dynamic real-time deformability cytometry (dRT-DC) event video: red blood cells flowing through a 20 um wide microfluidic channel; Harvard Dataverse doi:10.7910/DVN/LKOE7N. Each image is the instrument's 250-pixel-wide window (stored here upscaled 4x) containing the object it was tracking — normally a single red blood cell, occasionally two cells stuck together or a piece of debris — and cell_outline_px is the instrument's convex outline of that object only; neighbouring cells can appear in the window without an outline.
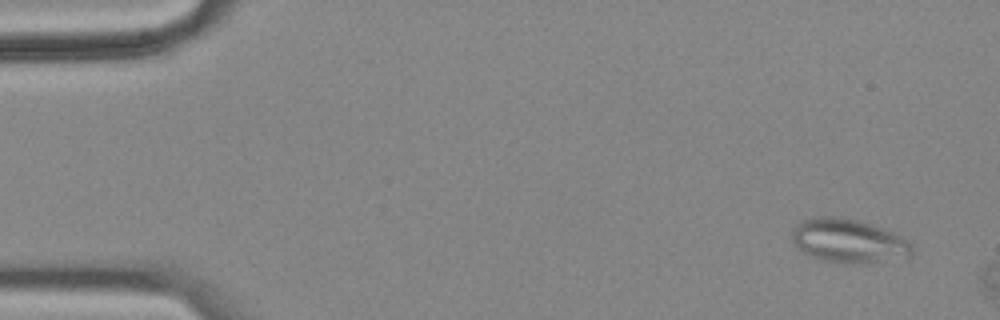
{"species": "common noctule bat (a hibernating species)", "species_latin": "Nyctalus noctula", "temperature_condition": "cold", "stored_images_in_passage": 7, "camera_frame_rate_fps": 3000, "um_per_image_px": 0.085, "animal": {"sex": "female", "body_mass_g": 18.4}, "frame": {"image": 1, "passage_image": 1, "time_ms": 0.0, "image_size_px": [1000, 320], "cell_outline_px": [[912, 252], [908, 256], [864, 264], [844, 264], [824, 260], [808, 256], [792, 240], [792, 232], [796, 224], [800, 220], [816, 216], [840, 216], [872, 224], [896, 232], [908, 240], [912, 244]], "centroid_in_image_um": [72.12, 20.46], "position_along_channel_um": 12.9, "area_um2": 30.98}}